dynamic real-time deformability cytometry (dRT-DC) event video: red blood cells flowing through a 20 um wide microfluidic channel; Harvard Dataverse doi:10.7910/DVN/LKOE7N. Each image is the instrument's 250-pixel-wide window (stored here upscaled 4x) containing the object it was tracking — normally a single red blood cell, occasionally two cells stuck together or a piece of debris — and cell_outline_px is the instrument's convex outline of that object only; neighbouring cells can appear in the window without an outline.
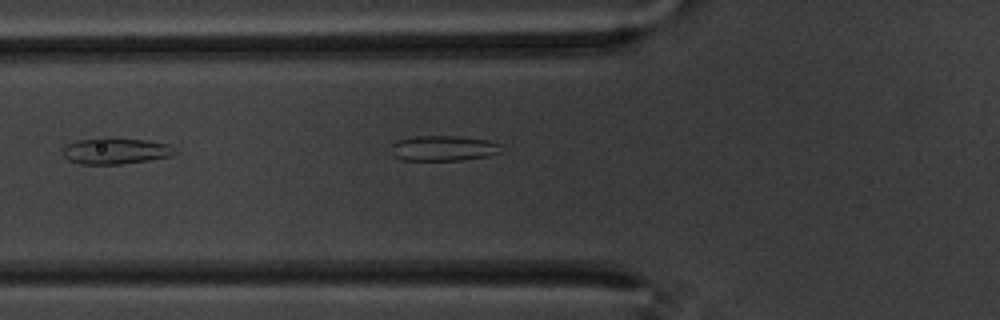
{"species": "common noctule bat (a hibernating species)", "species_latin": "Nyctalus noctula", "temperature_condition": "warm", "stored_images_in_passage": 13, "camera_frame_rate_fps": 3000, "um_per_image_px": 0.085, "animal": {"sex": "male", "body_mass_g": 20.1, "forearm_length_mm": 53.5}, "frame": {"image": 1, "passage_image": 3, "time_ms": 0.667, "image_size_px": [1000, 320], "cell_outline_px": [[504, 144], [500, 152], [488, 156], [464, 160], [404, 160], [392, 156], [388, 144], [396, 140], [416, 136], [456, 136], [488, 140]], "centroid_in_image_um": [37.65, 12.6], "position_along_channel_um": 88.1, "area_um2": 16.65}}
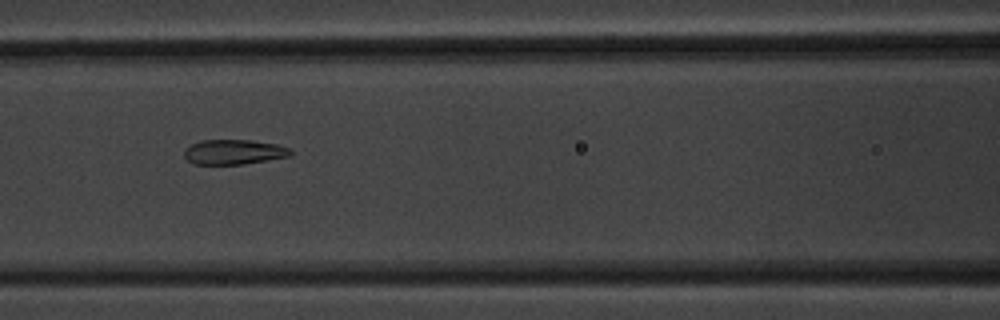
{"frame": {"image": 2, "passage_image": 8, "time_ms": 2.333, "image_size_px": [1000, 320], "cell_outline_px": [[292, 156], [244, 164], [192, 164], [184, 156], [184, 148], [200, 140], [252, 140], [276, 144], [292, 148]], "centroid_in_image_um": [19.9, 12.91], "position_along_channel_um": 146.7, "area_um2": 15.61}}